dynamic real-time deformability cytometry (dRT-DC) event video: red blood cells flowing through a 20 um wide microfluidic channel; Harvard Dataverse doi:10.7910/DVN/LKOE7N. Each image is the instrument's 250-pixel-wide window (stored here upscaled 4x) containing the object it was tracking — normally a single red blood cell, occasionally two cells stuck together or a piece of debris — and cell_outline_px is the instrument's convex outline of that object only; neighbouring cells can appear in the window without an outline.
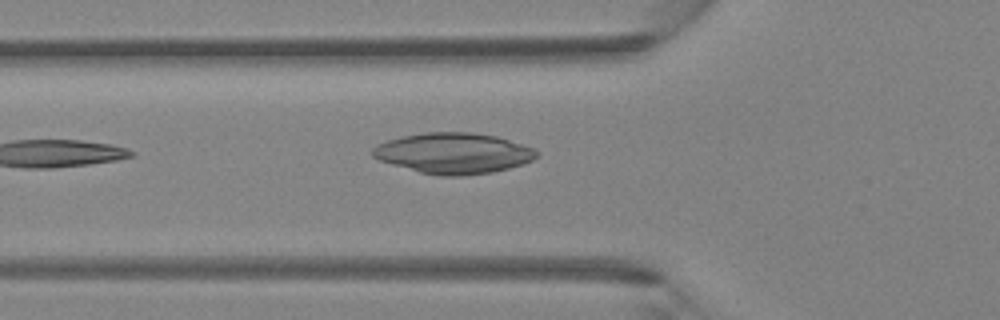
{"species": "Egyptian fruit bat (a non-hibernating species)", "species_latin": "Rousettus aegyptiacus", "temperature_condition": "room temperature", "stored_images_in_passage": 5, "camera_frame_rate_fps": 3000, "um_per_image_px": 0.085, "animal": {"sex": "female"}, "frame": {"image": 1, "passage_image": 5, "time_ms": 1.333, "image_size_px": [1000, 320], "cell_outline_px": [[540, 152], [532, 160], [524, 164], [492, 172], [460, 176], [440, 176], [420, 172], [392, 164], [380, 160], [372, 156], [372, 148], [376, 144], [388, 140], [404, 136], [424, 132], [472, 132], [496, 136], [532, 148]], "centroid_in_image_um": [38.53, 13.02], "position_along_channel_um": 87.3, "area_um2": 38.73}}